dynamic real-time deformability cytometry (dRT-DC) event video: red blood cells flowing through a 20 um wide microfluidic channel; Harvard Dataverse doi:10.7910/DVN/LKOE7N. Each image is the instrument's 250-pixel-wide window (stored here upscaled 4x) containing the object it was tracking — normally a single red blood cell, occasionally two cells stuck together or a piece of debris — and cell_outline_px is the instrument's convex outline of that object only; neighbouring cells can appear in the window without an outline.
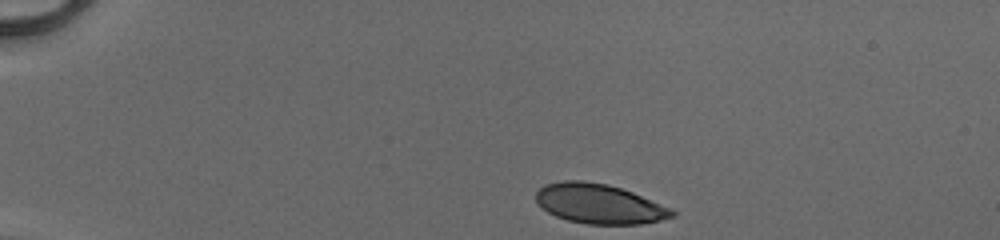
{"species": "human", "species_latin": "Homo sapiens", "temperature_condition": "cold", "stored_images_in_passage": 35, "camera_frame_rate_fps": 3000, "um_per_image_px": 0.085, "donor": {"sex": "male"}, "frame": {"image": 1, "passage_image": 1, "time_ms": 0.0, "image_size_px": [1000, 240], "cell_outline_px": [[676, 216], [660, 220], [640, 224], [588, 224], [568, 220], [556, 216], [548, 212], [536, 200], [536, 192], [544, 184], [564, 180], [580, 180], [608, 184], [632, 192], [672, 208], [676, 212]], "centroid_in_image_um": [50.95, 17.32], "position_along_channel_um": 34.0, "area_um2": 31.39}}
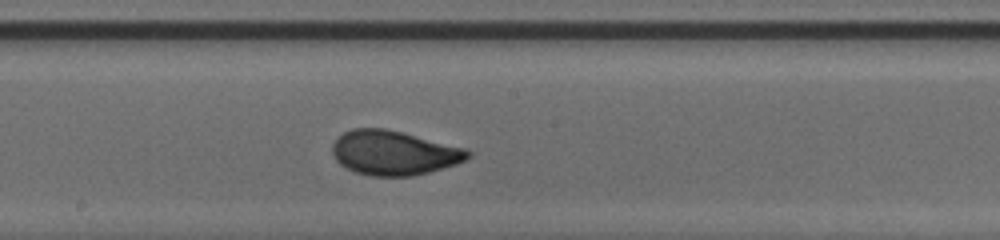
{"frame": {"image": 2, "passage_image": 20, "time_ms": 6.333, "image_size_px": [1000, 240], "cell_outline_px": [[472, 156], [456, 164], [428, 172], [412, 176], [368, 176], [352, 172], [344, 168], [332, 156], [332, 144], [336, 136], [352, 128], [384, 128], [468, 148], [472, 152]], "centroid_in_image_um": [33.44, 12.99], "position_along_channel_um": 214.8, "area_um2": 35.55}}
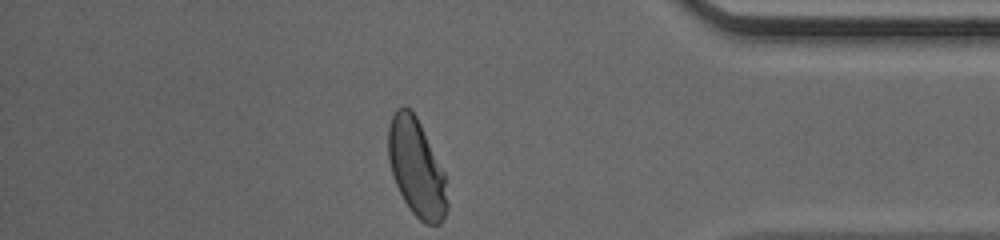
{"frame": {"image": 3, "passage_image": 35, "time_ms": 11.333, "image_size_px": [1000, 240], "cell_outline_px": [[448, 208], [440, 224], [428, 224], [420, 220], [412, 212], [404, 200], [396, 184], [388, 160], [388, 128], [392, 116], [396, 108], [404, 104], [416, 116], [444, 172], [448, 204]], "centroid_in_image_um": [35.39, 14.25], "position_along_channel_um": 399.8, "area_um2": 33.18}, "authors_computed_cell_mechanics": {"area_um2": 34.102, "velocity_mm_per_s": 4.1084, "shape_relaxation_time_tau1_ms": 3.0685, "shape_relaxation_time_tau2_ms": null, "deformation_change_tau1": 0.1521, "deformation_change_tau2": null}}